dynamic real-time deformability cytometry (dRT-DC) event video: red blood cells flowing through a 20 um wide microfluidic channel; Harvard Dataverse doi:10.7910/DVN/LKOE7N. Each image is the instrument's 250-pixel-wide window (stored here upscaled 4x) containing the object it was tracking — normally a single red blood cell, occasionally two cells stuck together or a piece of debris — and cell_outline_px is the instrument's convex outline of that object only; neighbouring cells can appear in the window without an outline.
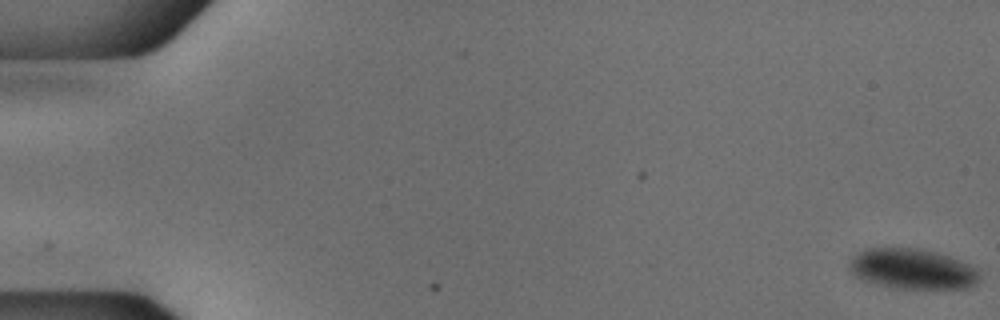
{"species": "common noctule bat (a hibernating species)", "species_latin": "Nyctalus noctula", "temperature_condition": "cold", "stored_images_in_passage": 55, "camera_frame_rate_fps": 3000, "um_per_image_px": 0.085, "animal": {"sex": "male", "body_mass_g": 18.8}, "frame": {"image": 1, "passage_image": 1, "time_ms": 0.0, "image_size_px": [1000, 320], "cell_outline_px": [[980, 276], [972, 284], [964, 288], [904, 288], [864, 280], [856, 276], [848, 268], [848, 264], [860, 252], [868, 248], [920, 248], [936, 252], [960, 260], [976, 268], [980, 272]], "centroid_in_image_um": [77.57, 22.83], "position_along_channel_um": 7.4, "area_um2": 29.82}}
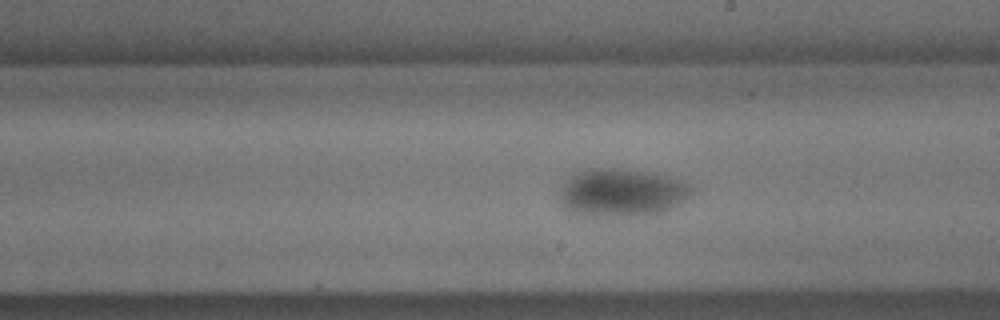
{"frame": {"image": 2, "passage_image": 32, "time_ms": 10.333, "image_size_px": [1000, 320], "cell_outline_px": [[692, 188], [688, 196], [684, 200], [660, 212], [632, 216], [600, 216], [572, 212], [564, 208], [560, 200], [560, 192], [568, 176], [576, 172], [588, 168], [612, 168], [644, 172], [676, 180]], "centroid_in_image_um": [52.72, 16.37], "position_along_channel_um": 236.3, "area_um2": 35.72}}
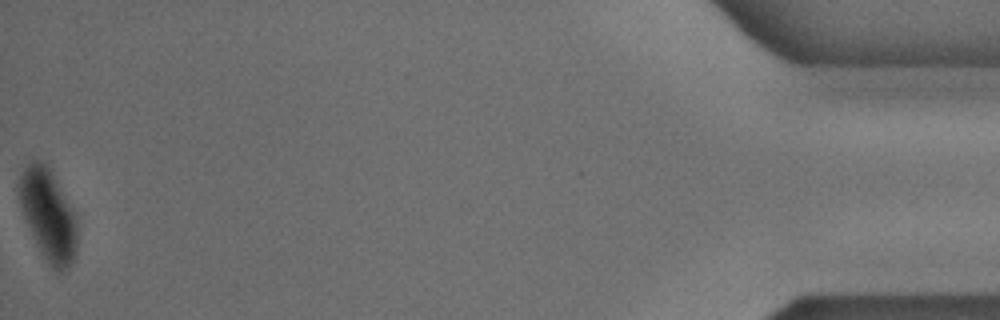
{"frame": {"image": 3, "passage_image": 55, "time_ms": 18.0, "image_size_px": [1000, 320], "cell_outline_px": [[76, 256], [68, 268], [60, 272], [56, 272], [48, 264], [40, 252], [36, 244], [24, 216], [16, 192], [16, 184], [20, 172], [32, 160], [40, 160], [48, 168], [76, 216]], "centroid_in_image_um": [4.06, 18.29], "position_along_channel_um": 431.1, "area_um2": 30.81}}